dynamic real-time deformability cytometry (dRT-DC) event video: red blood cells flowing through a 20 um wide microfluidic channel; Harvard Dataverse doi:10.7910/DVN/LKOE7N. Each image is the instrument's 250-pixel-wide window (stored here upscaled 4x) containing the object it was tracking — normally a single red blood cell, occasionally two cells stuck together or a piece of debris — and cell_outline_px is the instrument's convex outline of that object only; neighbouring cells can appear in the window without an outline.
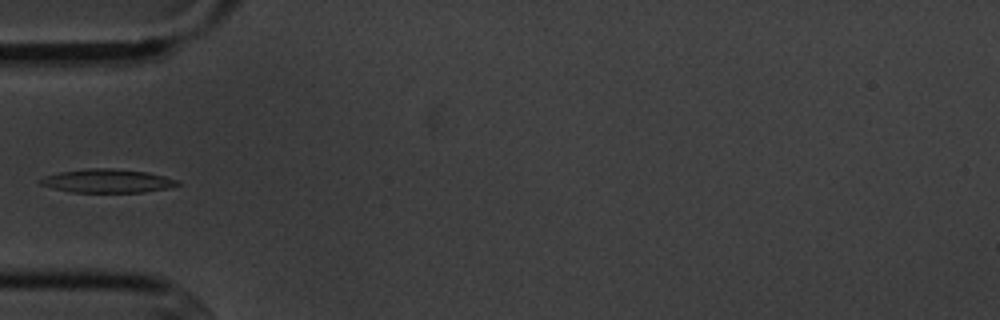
{"species": "common noctule bat (a hibernating species)", "species_latin": "Nyctalus noctula", "temperature_condition": "cold", "stored_images_in_passage": 3, "camera_frame_rate_fps": 3000, "um_per_image_px": 0.085, "animal": {"sex": "male", "body_mass_g": 20.1, "forearm_length_mm": 53.5}, "frame": {"image": 1, "passage_image": 3, "time_ms": 2.333, "image_size_px": [1000, 320], "cell_outline_px": [[180, 184], [168, 188], [144, 192], [72, 192], [52, 188], [40, 184], [36, 180], [44, 176], [60, 172], [88, 168], [112, 168], [148, 172], [164, 176], [176, 180]], "centroid_in_image_um": [9.08, 15.37], "position_along_channel_um": 75.9, "area_um2": 18.84}}